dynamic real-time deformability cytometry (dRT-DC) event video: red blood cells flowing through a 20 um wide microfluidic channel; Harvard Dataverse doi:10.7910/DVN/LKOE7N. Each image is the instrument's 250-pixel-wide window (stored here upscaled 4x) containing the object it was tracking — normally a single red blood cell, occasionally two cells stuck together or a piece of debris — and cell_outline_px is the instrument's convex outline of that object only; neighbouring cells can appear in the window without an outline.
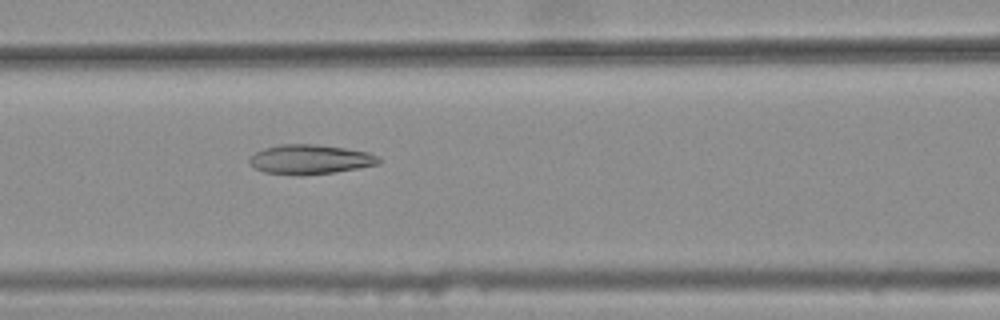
{"species": "common noctule bat (a hibernating species)", "species_latin": "Nyctalus noctula", "temperature_condition": "warm", "stored_images_in_passage": 33, "camera_frame_rate_fps": 3000, "um_per_image_px": 0.085, "animal": {"sex": "female", "body_mass_g": 25.1}, "frame": {"image": 1, "passage_image": 9, "time_ms": 2.667, "image_size_px": [1000, 320], "cell_outline_px": [[380, 164], [332, 172], [264, 172], [256, 168], [248, 160], [256, 152], [264, 148], [280, 144], [316, 144], [344, 148], [368, 152], [376, 156], [380, 160]], "centroid_in_image_um": [26.39, 13.49], "position_along_channel_um": 140.2, "area_um2": 21.04}}
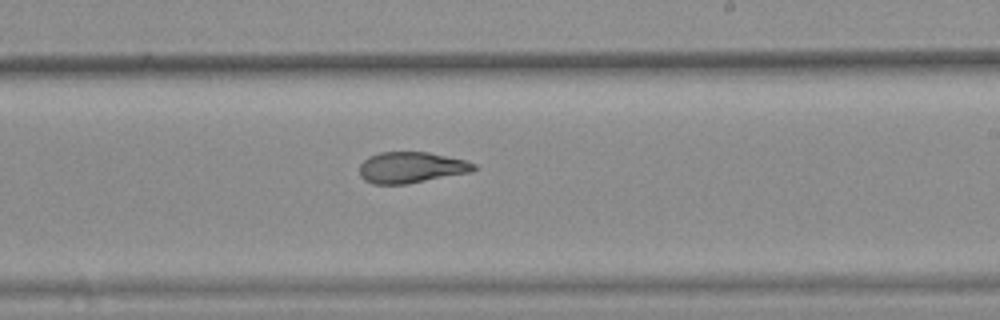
{"frame": {"image": 2, "passage_image": 18, "time_ms": 5.667, "image_size_px": [1000, 320], "cell_outline_px": [[476, 168], [472, 172], [404, 184], [372, 184], [364, 180], [360, 176], [360, 164], [368, 156], [380, 152], [428, 152], [464, 160], [476, 164]], "centroid_in_image_um": [34.92, 14.23], "position_along_channel_um": 254.1, "area_um2": 20.63}}
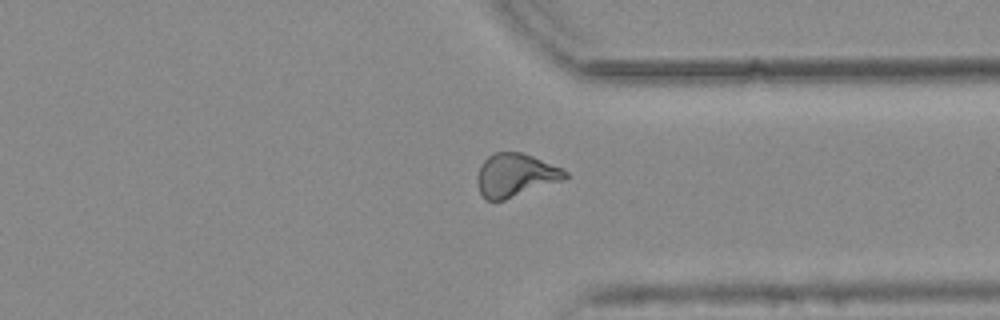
{"frame": {"image": 3, "passage_image": 27, "time_ms": 8.667, "image_size_px": [1000, 320], "cell_outline_px": [[568, 176], [564, 180], [504, 200], [484, 200], [480, 192], [476, 180], [476, 176], [480, 164], [488, 156], [496, 152], [520, 152], [532, 156], [560, 168], [568, 172]], "centroid_in_image_um": [43.77, 14.9], "position_along_channel_um": 367.6, "area_um2": 22.08}, "authors_computed_cell_mechanics": {"area_um2": 21.3282, "velocity_mm_per_s": 3.8022, "shape_relaxation_time_tau1_ms": null, "shape_relaxation_time_tau2_ms": 2.2724, "deformation_change_tau1": null, "deformation_change_tau2": 0.103}}